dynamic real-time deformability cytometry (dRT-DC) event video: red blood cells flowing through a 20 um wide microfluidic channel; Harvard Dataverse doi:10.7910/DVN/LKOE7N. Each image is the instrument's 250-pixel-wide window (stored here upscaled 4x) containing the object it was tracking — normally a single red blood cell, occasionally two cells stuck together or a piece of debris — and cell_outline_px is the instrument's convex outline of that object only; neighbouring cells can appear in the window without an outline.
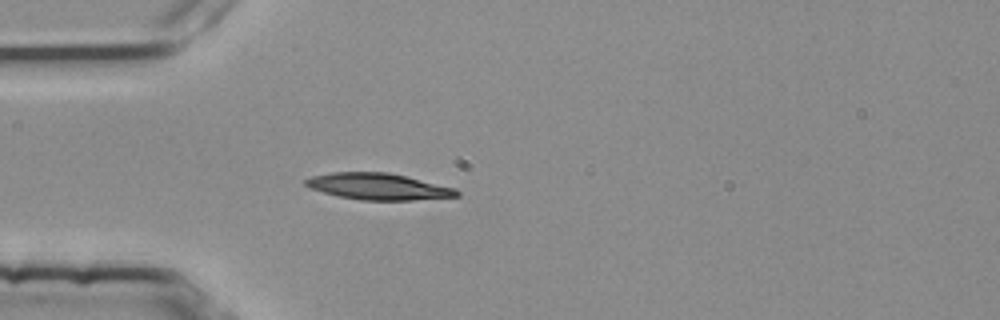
{"species": "common noctule bat (a hibernating species)", "species_latin": "Nyctalus noctula", "temperature_condition": "room temperature", "stored_images_in_passage": 41, "camera_frame_rate_fps": 3000, "um_per_image_px": 0.085, "animal": {"sex": "female", "body_mass_g": 25.1}, "frame": {"image": 1, "passage_image": 7, "time_ms": 2.0, "image_size_px": [1000, 320], "cell_outline_px": [[460, 196], [412, 200], [360, 200], [340, 196], [324, 192], [312, 188], [304, 184], [304, 180], [312, 176], [332, 172], [388, 172], [408, 176], [456, 188], [460, 192]], "centroid_in_image_um": [32.2, 15.84], "position_along_channel_um": 52.8, "area_um2": 23.29}}
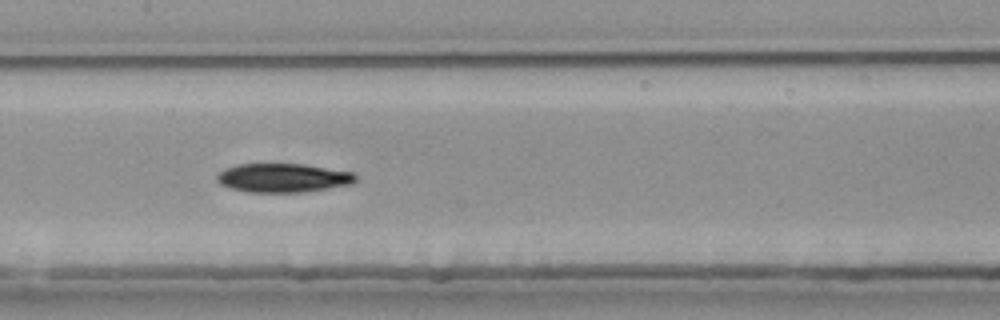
{"frame": {"image": 2, "passage_image": 18, "time_ms": 5.667, "image_size_px": [1000, 320], "cell_outline_px": [[356, 180], [352, 184], [300, 192], [252, 192], [232, 188], [220, 184], [216, 180], [216, 176], [224, 168], [240, 164], [304, 164], [352, 172], [356, 176]], "centroid_in_image_um": [24.04, 15.11], "position_along_channel_um": 183.4, "area_um2": 23.06}, "authors_computed_cell_mechanics": {"area_um2": 23.1778, "velocity_mm_per_s": 3.7732, "shape_relaxation_time_tau1_ms": 9.0331, "shape_relaxation_time_tau2_ms": null, "deformation_change_tau1": 0.2117, "deformation_change_tau2": null}}